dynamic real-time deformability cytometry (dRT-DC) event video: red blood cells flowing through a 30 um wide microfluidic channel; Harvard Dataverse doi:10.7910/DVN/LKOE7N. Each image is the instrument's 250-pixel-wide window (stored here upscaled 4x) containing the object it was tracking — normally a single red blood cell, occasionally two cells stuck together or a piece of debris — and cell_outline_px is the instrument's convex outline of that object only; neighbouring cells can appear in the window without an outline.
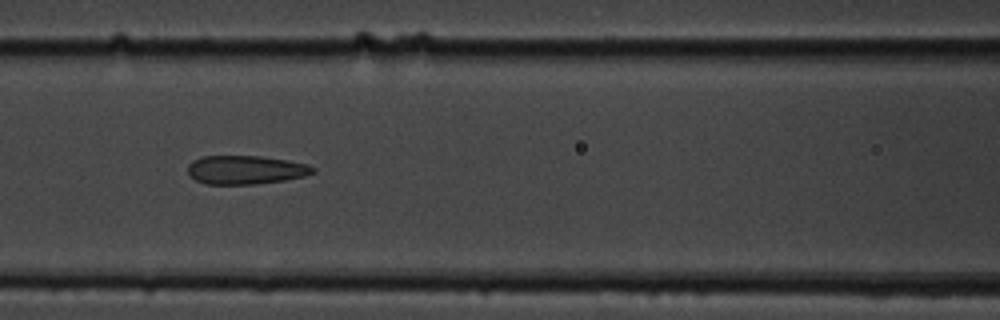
{"species": "common noctule bat (a hibernating species)", "species_latin": "Nyctalus noctula", "temperature_condition": "cold", "stored_images_in_passage": 15, "camera_frame_rate_fps": 3000, "um_per_image_px": 0.085, "animal": {"sex": "male", "body_mass_g": 19.5, "forearm_length_mm": 54.6}, "frame": {"image": 1, "passage_image": 7, "time_ms": 7.667, "image_size_px": [1000, 320], "cell_outline_px": [[316, 172], [304, 176], [284, 180], [256, 184], [204, 184], [188, 176], [188, 164], [192, 160], [200, 156], [260, 156], [288, 160], [308, 164], [316, 168]], "centroid_in_image_um": [20.86, 14.43], "position_along_channel_um": 145.7, "area_um2": 21.15}}
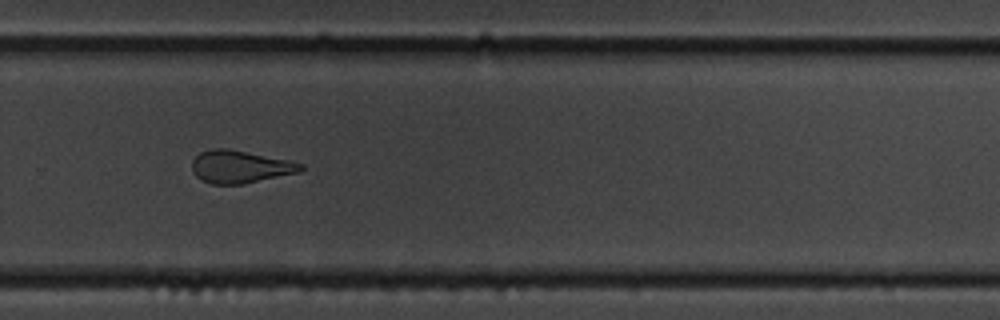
{"frame": {"image": 2, "passage_image": 11, "time_ms": 12.333, "image_size_px": [1000, 320], "cell_outline_px": [[304, 168], [300, 172], [244, 184], [212, 184], [200, 180], [192, 172], [192, 160], [200, 152], [212, 148], [228, 148], [288, 160], [304, 164]], "centroid_in_image_um": [20.39, 14.17], "position_along_channel_um": 309.4, "area_um2": 20.81}}
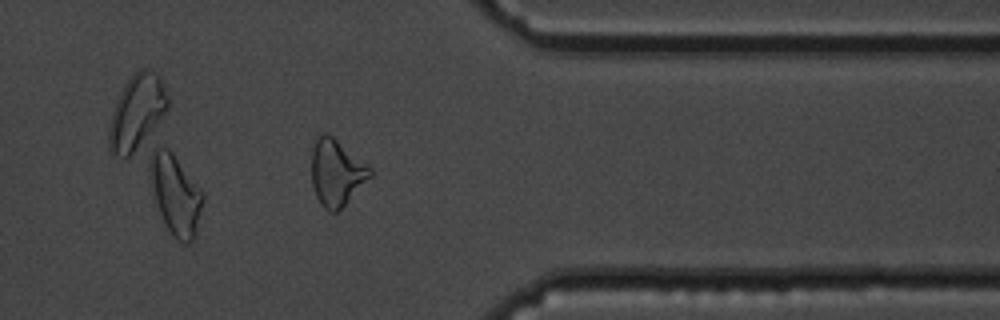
{"frame": {"image": 3, "passage_image": 13, "time_ms": 14.667, "image_size_px": [1000, 320], "cell_outline_px": [[372, 176], [336, 212], [328, 212], [320, 204], [316, 196], [312, 184], [312, 148], [316, 140], [324, 132], [332, 136], [372, 168]], "centroid_in_image_um": [28.59, 14.68], "position_along_channel_um": 382.8, "area_um2": 22.31}, "authors_computed_cell_mechanics": {"area_um2": 22.3108, "velocity_mm_per_s": 3.5284, "shape_relaxation_time_tau1_ms": 7.873, "shape_relaxation_time_tau2_ms": 1.6535, "deformation_change_tau1": 0.1632, "deformation_change_tau2": 0.076}}